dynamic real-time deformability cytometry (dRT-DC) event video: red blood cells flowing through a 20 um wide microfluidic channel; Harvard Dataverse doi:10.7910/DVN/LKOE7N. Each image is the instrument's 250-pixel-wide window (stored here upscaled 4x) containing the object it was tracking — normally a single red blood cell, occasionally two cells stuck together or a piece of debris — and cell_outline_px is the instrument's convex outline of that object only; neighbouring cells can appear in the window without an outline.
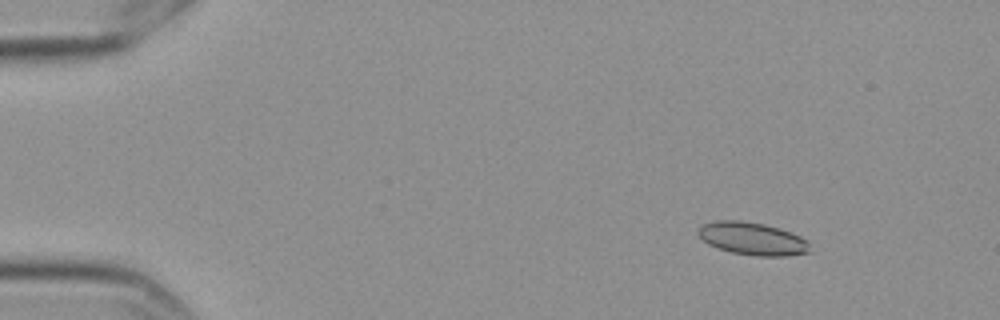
{"species": "Egyptian fruit bat (a non-hibernating species)", "species_latin": "Rousettus aegyptiacus", "temperature_condition": "cold", "stored_images_in_passage": 5, "camera_frame_rate_fps": 3000, "um_per_image_px": 0.085, "frame": {"image": 1, "passage_image": 2, "time_ms": 0.333, "image_size_px": [1000, 320], "cell_outline_px": [[808, 252], [788, 256], [756, 256], [732, 252], [716, 248], [708, 244], [696, 232], [700, 224], [716, 220], [740, 220], [764, 224], [780, 228], [800, 236], [808, 240]], "centroid_in_image_um": [63.91, 20.27], "position_along_channel_um": 21.1, "area_um2": 21.39}}
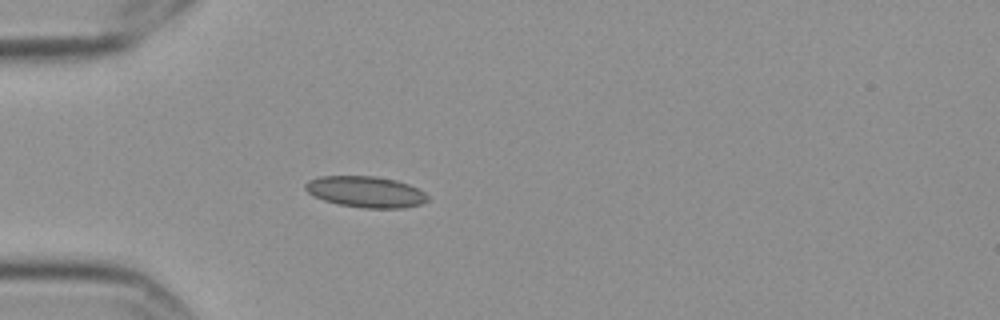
{"frame": {"image": 2, "passage_image": 5, "time_ms": 1.333, "image_size_px": [1000, 320], "cell_outline_px": [[428, 200], [420, 204], [404, 208], [364, 208], [340, 204], [324, 200], [312, 196], [304, 188], [304, 184], [308, 180], [320, 176], [376, 176], [396, 180], [408, 184], [424, 192], [428, 196]], "centroid_in_image_um": [31.06, 16.3], "position_along_channel_um": 53.9, "area_um2": 22.2}}